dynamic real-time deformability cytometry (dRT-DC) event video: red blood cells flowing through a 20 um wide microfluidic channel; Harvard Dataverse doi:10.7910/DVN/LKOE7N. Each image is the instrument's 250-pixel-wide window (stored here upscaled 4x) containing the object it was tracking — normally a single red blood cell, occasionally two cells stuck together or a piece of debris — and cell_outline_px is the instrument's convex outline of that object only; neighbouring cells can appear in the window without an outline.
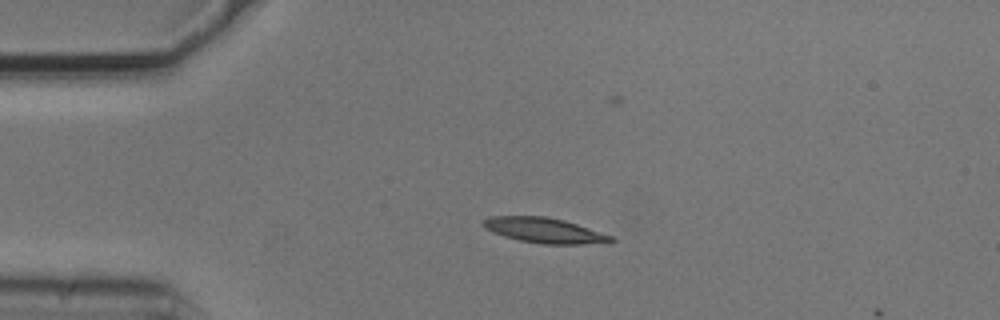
{"species": "common noctule bat (a hibernating species)", "species_latin": "Nyctalus noctula", "temperature_condition": "cold", "stored_images_in_passage": 4, "camera_frame_rate_fps": 3000, "um_per_image_px": 0.085, "animal": {"sex": "male", "body_mass_g": 20.5, "forearm_length_mm": 52.5}, "frame": {"image": 1, "passage_image": 3, "time_ms": 0.667, "image_size_px": [1000, 320], "cell_outline_px": [[616, 240], [580, 244], [544, 244], [520, 240], [504, 236], [492, 232], [484, 228], [480, 224], [480, 220], [488, 216], [544, 216], [564, 220], [612, 236]], "centroid_in_image_um": [46.14, 19.56], "position_along_channel_um": 38.9, "area_um2": 18.55}}